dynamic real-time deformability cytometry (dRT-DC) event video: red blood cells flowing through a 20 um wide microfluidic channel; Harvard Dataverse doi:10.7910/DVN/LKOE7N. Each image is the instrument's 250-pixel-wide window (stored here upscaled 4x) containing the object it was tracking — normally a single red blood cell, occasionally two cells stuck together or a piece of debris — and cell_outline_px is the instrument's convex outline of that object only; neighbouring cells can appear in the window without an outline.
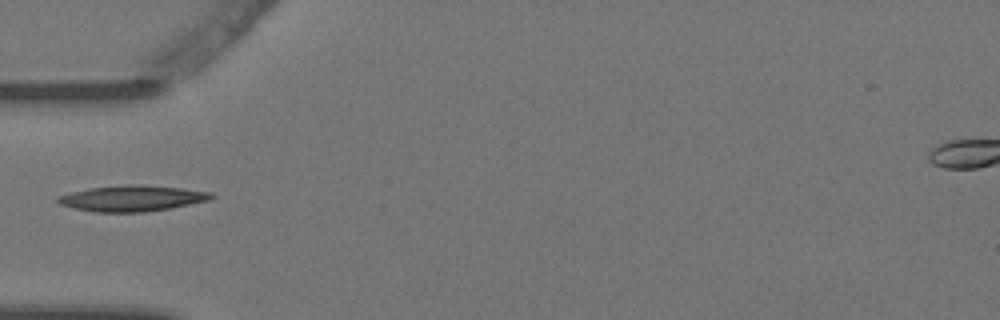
{"species": "Egyptian fruit bat (a non-hibernating species)", "species_latin": "Rousettus aegyptiacus", "temperature_condition": "warm", "stored_images_in_passage": 2, "camera_frame_rate_fps": 3000, "um_per_image_px": 0.085, "animal": {"sex": "female"}, "frame": {"image": 1, "passage_image": 1, "time_ms": 0.0, "image_size_px": [1000, 320], "cell_outline_px": [[216, 196], [208, 200], [172, 208], [144, 212], [96, 212], [76, 208], [60, 204], [56, 200], [56, 196], [88, 188], [136, 184], [180, 188], [212, 192]], "centroid_in_image_um": [11.24, 16.86], "position_along_channel_um": 73.8, "area_um2": 22.95}}
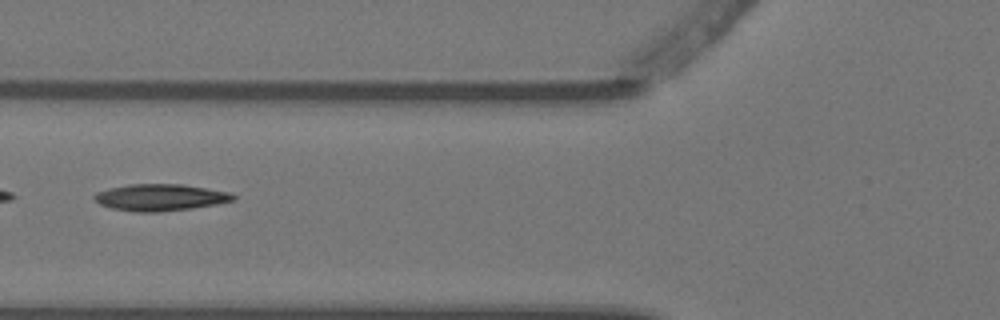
{"frame": {"image": 2, "passage_image": 2, "time_ms": 0.333, "image_size_px": [1000, 320], "cell_outline_px": [[236, 200], [216, 204], [192, 208], [160, 212], [132, 212], [112, 208], [100, 204], [92, 196], [96, 192], [108, 188], [128, 184], [184, 184], [228, 192], [236, 196]], "centroid_in_image_um": [13.61, 16.78], "position_along_channel_um": 112.2, "area_um2": 21.73}}